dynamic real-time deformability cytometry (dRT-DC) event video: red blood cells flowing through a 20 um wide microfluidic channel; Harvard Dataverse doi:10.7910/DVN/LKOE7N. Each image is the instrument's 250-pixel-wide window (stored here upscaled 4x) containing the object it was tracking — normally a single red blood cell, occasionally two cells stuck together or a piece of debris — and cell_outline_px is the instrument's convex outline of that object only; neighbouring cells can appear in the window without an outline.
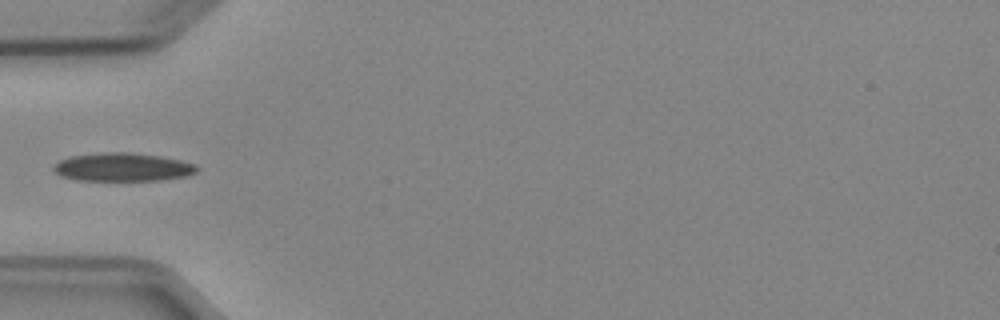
{"species": "Egyptian fruit bat (a non-hibernating species)", "species_latin": "Rousettus aegyptiacus", "temperature_condition": "cold", "stored_images_in_passage": 35, "camera_frame_rate_fps": 3000, "um_per_image_px": 0.085, "animal": {"sex": "female"}, "frame": {"image": 1, "passage_image": 1, "time_ms": 0.0, "image_size_px": [1000, 320], "cell_outline_px": [[200, 168], [196, 172], [188, 176], [160, 180], [76, 180], [60, 176], [52, 168], [60, 160], [68, 156], [100, 152], [132, 152], [160, 156], [180, 160], [196, 164]], "centroid_in_image_um": [10.44, 14.19], "position_along_channel_um": 74.6, "area_um2": 23.87}}
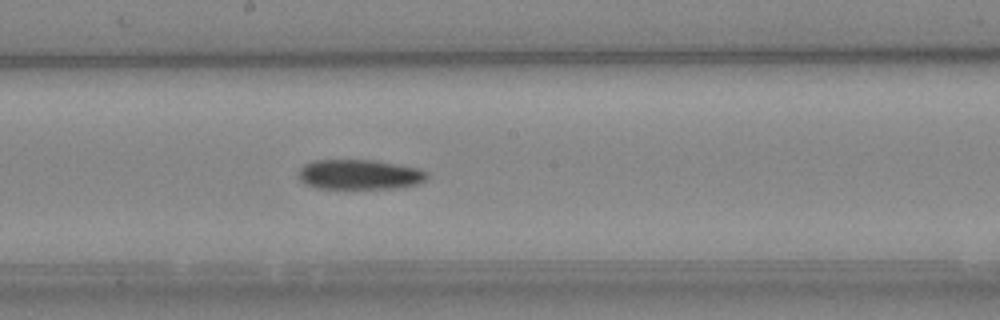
{"frame": {"image": 2, "passage_image": 12, "time_ms": 3.667, "image_size_px": [1000, 320], "cell_outline_px": [[428, 176], [424, 180], [416, 184], [396, 188], [316, 188], [304, 184], [296, 176], [300, 168], [304, 164], [312, 160], [376, 160], [420, 168], [428, 172]], "centroid_in_image_um": [30.52, 14.82], "position_along_channel_um": 217.7, "area_um2": 22.66}}
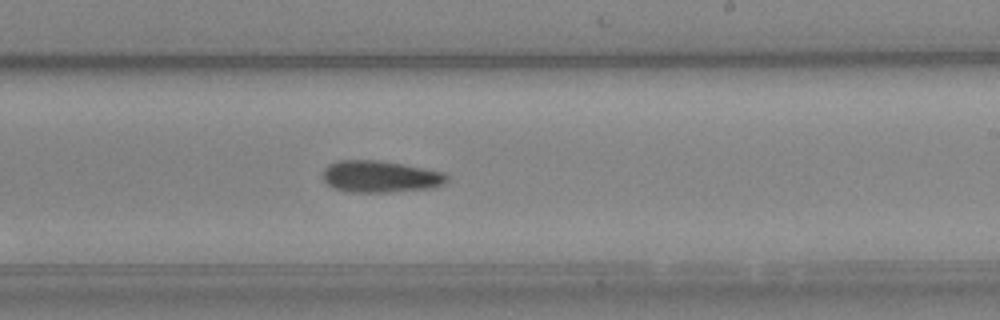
{"frame": {"image": 3, "passage_image": 15, "time_ms": 4.667, "image_size_px": [1000, 320], "cell_outline_px": [[448, 180], [444, 184], [432, 188], [388, 192], [352, 192], [332, 188], [324, 180], [324, 168], [328, 164], [340, 160], [380, 160], [404, 164], [444, 172], [448, 176]], "centroid_in_image_um": [32.34, 15.0], "position_along_channel_um": 256.7, "area_um2": 23.06}}